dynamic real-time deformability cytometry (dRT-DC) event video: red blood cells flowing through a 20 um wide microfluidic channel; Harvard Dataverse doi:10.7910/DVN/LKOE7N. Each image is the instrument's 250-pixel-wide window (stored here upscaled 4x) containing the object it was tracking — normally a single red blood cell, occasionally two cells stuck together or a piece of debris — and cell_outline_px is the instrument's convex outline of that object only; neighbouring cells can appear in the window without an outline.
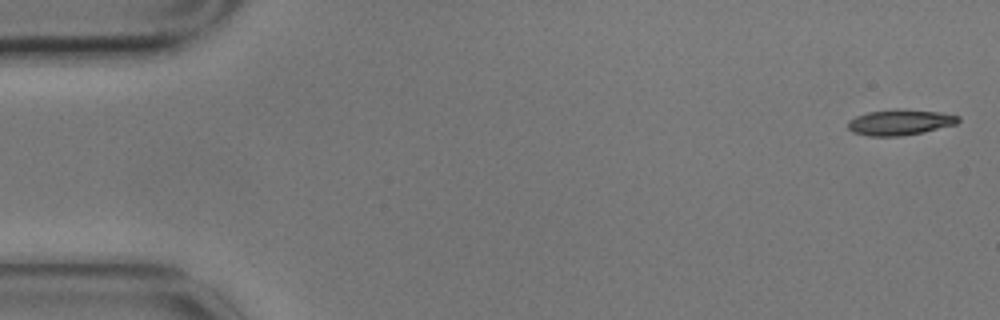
{"species": "common noctule bat (a hibernating species)", "species_latin": "Nyctalus noctula", "temperature_condition": "cold", "stored_images_in_passage": 5, "camera_frame_rate_fps": 3000, "um_per_image_px": 0.085, "animal": {"sex": "male", "body_mass_g": 17.9}, "frame": {"image": 1, "passage_image": 1, "time_ms": 0.0, "image_size_px": [1000, 320], "cell_outline_px": [[960, 120], [956, 124], [924, 132], [900, 136], [868, 136], [852, 132], [848, 128], [848, 120], [856, 116], [868, 112], [896, 108], [940, 112], [960, 116]], "centroid_in_image_um": [76.49, 10.39], "position_along_channel_um": 8.5, "area_um2": 16.65}}
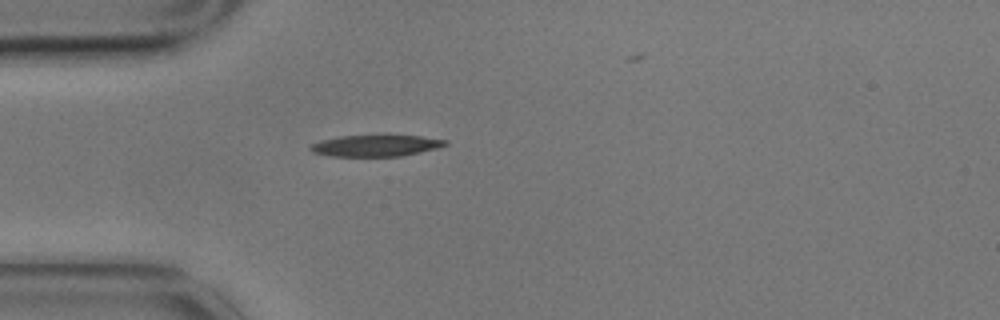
{"frame": {"image": 2, "passage_image": 5, "time_ms": 1.333, "image_size_px": [1000, 320], "cell_outline_px": [[448, 144], [436, 148], [420, 152], [400, 156], [332, 156], [312, 152], [308, 148], [312, 144], [320, 140], [340, 136], [388, 132], [420, 136], [448, 140]], "centroid_in_image_um": [31.96, 12.32], "position_along_channel_um": 53.0, "area_um2": 17.74}}